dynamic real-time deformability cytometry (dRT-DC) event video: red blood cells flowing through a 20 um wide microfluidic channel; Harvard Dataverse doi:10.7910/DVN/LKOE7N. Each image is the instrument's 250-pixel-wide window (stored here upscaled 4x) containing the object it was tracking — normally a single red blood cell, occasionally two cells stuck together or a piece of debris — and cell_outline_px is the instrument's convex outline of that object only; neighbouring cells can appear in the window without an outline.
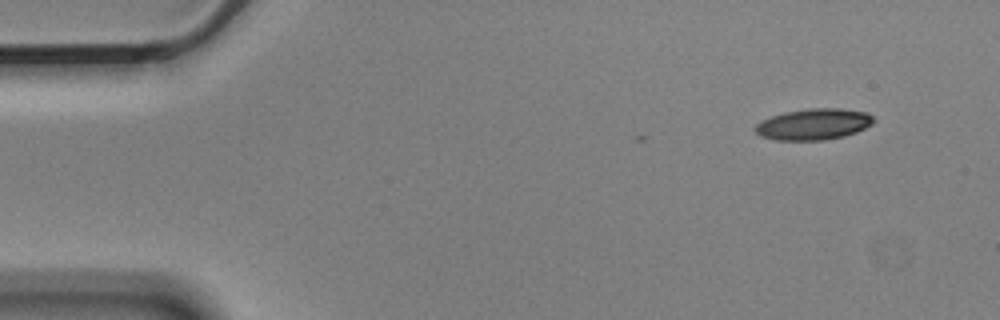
{"species": "Egyptian fruit bat (a non-hibernating species)", "species_latin": "Rousettus aegyptiacus", "temperature_condition": "cold", "stored_images_in_passage": 3, "camera_frame_rate_fps": 3000, "um_per_image_px": 0.085, "animal": {"sex": "male"}, "frame": {"image": 1, "passage_image": 3, "time_ms": 0.667, "image_size_px": [1000, 320], "cell_outline_px": [[876, 120], [872, 124], [856, 132], [844, 136], [824, 140], [776, 140], [760, 136], [752, 128], [756, 124], [772, 116], [784, 112], [808, 108], [840, 108], [868, 112]], "centroid_in_image_um": [69.17, 10.55], "position_along_channel_um": 15.8, "area_um2": 21.62}}